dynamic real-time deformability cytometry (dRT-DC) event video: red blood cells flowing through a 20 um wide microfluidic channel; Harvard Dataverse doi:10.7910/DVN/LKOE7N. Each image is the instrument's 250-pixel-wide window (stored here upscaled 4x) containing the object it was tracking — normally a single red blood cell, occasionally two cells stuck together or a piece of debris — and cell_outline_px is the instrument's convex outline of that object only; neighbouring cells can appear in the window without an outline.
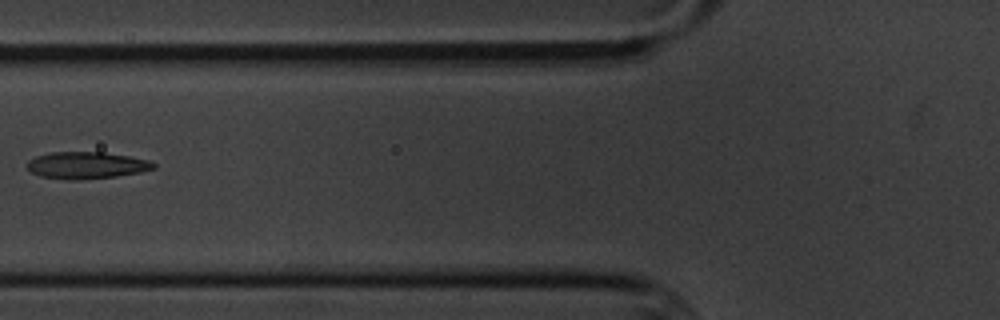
{"species": "common noctule bat (a hibernating species)", "species_latin": "Nyctalus noctula", "temperature_condition": "cold", "stored_images_in_passage": 8, "camera_frame_rate_fps": 3000, "um_per_image_px": 0.085, "animal": {"sex": "male", "body_mass_g": 20.1, "forearm_length_mm": 53.5}, "frame": {"image": 1, "passage_image": 3, "time_ms": 2.333, "image_size_px": [1000, 320], "cell_outline_px": [[156, 168], [140, 172], [116, 176], [76, 180], [72, 180], [40, 176], [32, 172], [28, 168], [28, 160], [36, 156], [52, 152], [104, 152], [128, 156], [148, 160], [156, 164]], "centroid_in_image_um": [7.36, 14.04], "position_along_channel_um": 118.4, "area_um2": 19.65}}
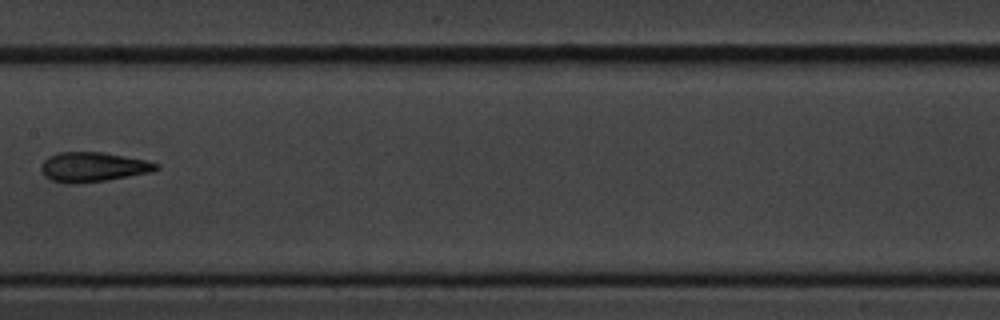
{"frame": {"image": 2, "passage_image": 5, "time_ms": 4.667, "image_size_px": [1000, 320], "cell_outline_px": [[160, 168], [152, 172], [108, 180], [72, 184], [52, 180], [44, 176], [40, 168], [40, 164], [48, 156], [56, 152], [104, 152], [148, 160], [160, 164]], "centroid_in_image_um": [7.93, 14.18], "position_along_channel_um": 199.5, "area_um2": 20.17}}
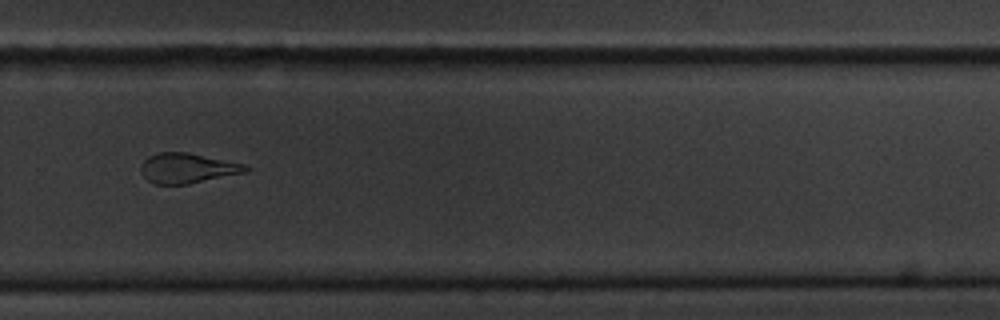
{"frame": {"image": 3, "passage_image": 8, "time_ms": 8.0, "image_size_px": [1000, 320], "cell_outline_px": [[248, 172], [188, 184], [156, 184], [148, 180], [140, 172], [140, 164], [148, 156], [160, 152], [188, 152], [244, 164], [248, 168]], "centroid_in_image_um": [15.9, 14.29], "position_along_channel_um": 313.9, "area_um2": 18.32}}